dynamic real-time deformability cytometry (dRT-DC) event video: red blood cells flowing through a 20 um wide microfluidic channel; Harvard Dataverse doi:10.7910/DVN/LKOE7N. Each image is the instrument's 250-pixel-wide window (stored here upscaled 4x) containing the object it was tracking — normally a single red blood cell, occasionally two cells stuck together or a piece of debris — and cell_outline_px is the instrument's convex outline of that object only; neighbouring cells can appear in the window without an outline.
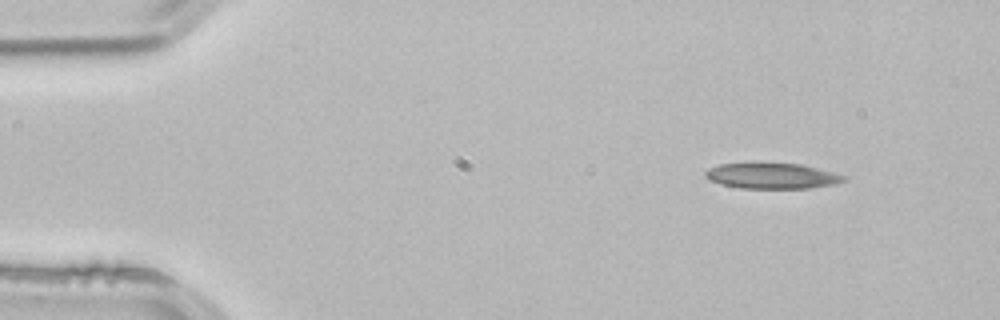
{"species": "common noctule bat (a hibernating species)", "species_latin": "Nyctalus noctula", "temperature_condition": "room temperature", "stored_images_in_passage": 4, "camera_frame_rate_fps": 3000, "um_per_image_px": 0.085, "animal": {"sex": "male", "body_mass_g": 21.5, "forearm_length_mm": 52.0}, "frame": {"image": 1, "passage_image": 1, "time_ms": 0.0, "image_size_px": [1000, 320], "cell_outline_px": [[848, 180], [836, 184], [808, 188], [740, 188], [720, 184], [708, 180], [704, 176], [704, 172], [708, 168], [720, 164], [756, 160], [800, 164], [848, 176]], "centroid_in_image_um": [65.56, 14.9], "position_along_channel_um": 19.4, "area_um2": 21.68}}
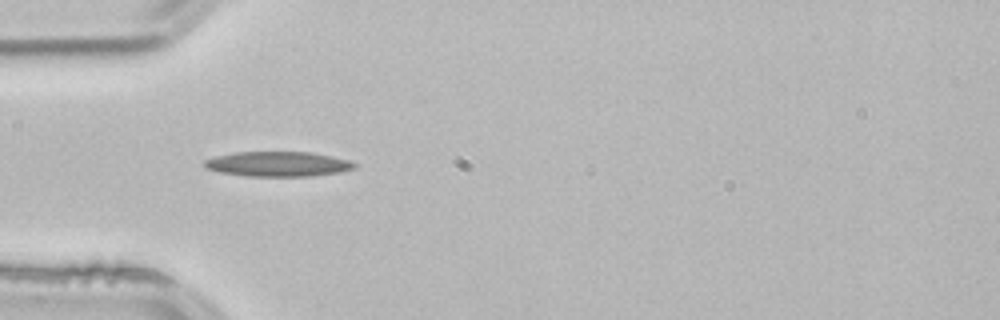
{"frame": {"image": 2, "passage_image": 3, "time_ms": 0.667, "image_size_px": [1000, 320], "cell_outline_px": [[360, 164], [356, 168], [340, 172], [312, 176], [248, 176], [220, 172], [204, 168], [204, 160], [216, 156], [236, 152], [308, 152], [332, 156], [348, 160]], "centroid_in_image_um": [23.66, 13.94], "position_along_channel_um": 61.3, "area_um2": 21.85}}